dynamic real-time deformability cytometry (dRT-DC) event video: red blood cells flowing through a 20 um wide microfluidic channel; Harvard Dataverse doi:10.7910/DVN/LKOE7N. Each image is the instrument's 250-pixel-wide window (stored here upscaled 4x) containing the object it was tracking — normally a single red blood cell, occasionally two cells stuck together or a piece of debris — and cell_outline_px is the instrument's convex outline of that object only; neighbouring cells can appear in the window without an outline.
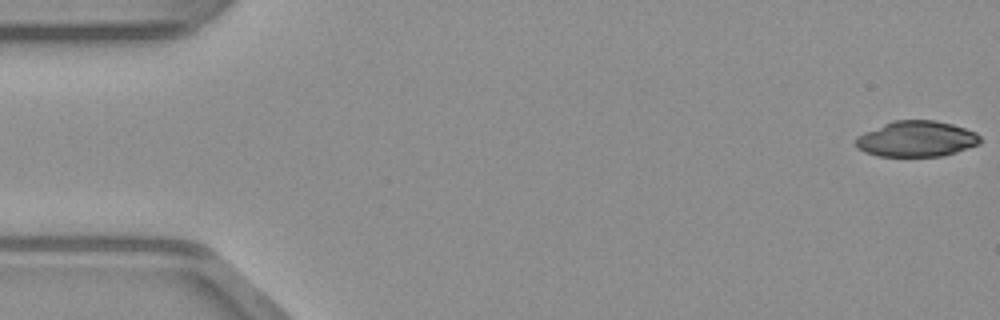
{"species": "common noctule bat (a hibernating species)", "species_latin": "Nyctalus noctula", "temperature_condition": "warm", "stored_images_in_passage": 44, "camera_frame_rate_fps": 3000, "um_per_image_px": 0.085, "animal": {"sex": "male", "body_mass_g": 23.1, "forearm_length_mm": 52.7}, "frame": {"image": 1, "passage_image": 1, "time_ms": 0.0, "image_size_px": [1000, 320], "cell_outline_px": [[984, 140], [980, 144], [944, 156], [880, 156], [864, 152], [856, 148], [856, 136], [864, 132], [892, 120], [936, 120], [952, 124], [976, 132]], "centroid_in_image_um": [77.92, 11.8], "position_along_channel_um": 7.1, "area_um2": 26.18}}